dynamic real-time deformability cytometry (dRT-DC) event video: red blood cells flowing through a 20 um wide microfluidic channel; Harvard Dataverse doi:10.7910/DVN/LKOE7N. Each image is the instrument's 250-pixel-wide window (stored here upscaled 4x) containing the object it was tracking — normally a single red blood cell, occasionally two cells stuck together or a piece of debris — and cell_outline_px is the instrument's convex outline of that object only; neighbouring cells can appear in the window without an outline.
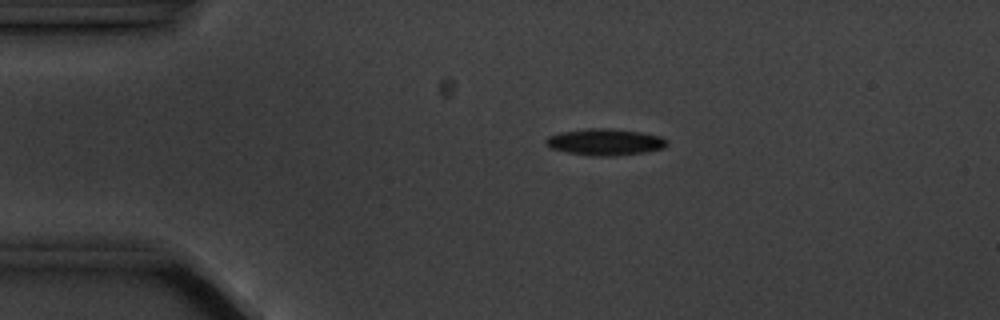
{"species": "common noctule bat (a hibernating species)", "species_latin": "Nyctalus noctula", "temperature_condition": "cold", "stored_images_in_passage": 5, "camera_frame_rate_fps": 3000, "um_per_image_px": 0.085, "animal": {"sex": "male", "body_mass_g": 20.1, "forearm_length_mm": 53.5}, "frame": {"image": 1, "passage_image": 5, "time_ms": 5.667, "image_size_px": [1000, 320], "cell_outline_px": [[668, 144], [664, 148], [644, 152], [616, 156], [588, 156], [568, 152], [552, 148], [544, 144], [544, 140], [548, 136], [560, 132], [588, 128], [612, 128], [640, 132], [660, 136], [668, 140]], "centroid_in_image_um": [51.42, 12.07], "position_along_channel_um": 33.6, "area_um2": 18.9}}